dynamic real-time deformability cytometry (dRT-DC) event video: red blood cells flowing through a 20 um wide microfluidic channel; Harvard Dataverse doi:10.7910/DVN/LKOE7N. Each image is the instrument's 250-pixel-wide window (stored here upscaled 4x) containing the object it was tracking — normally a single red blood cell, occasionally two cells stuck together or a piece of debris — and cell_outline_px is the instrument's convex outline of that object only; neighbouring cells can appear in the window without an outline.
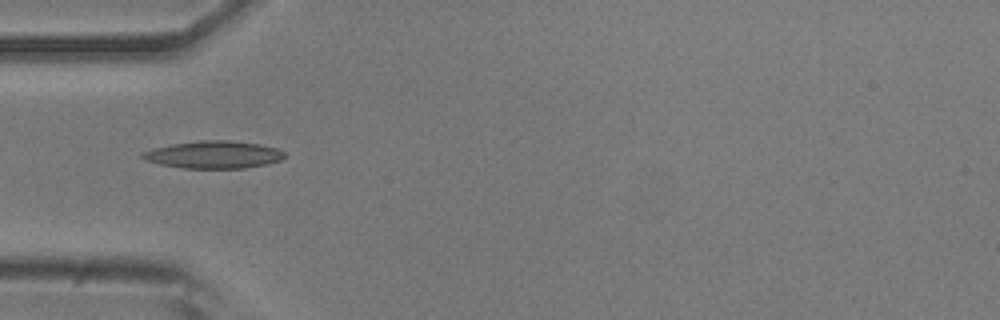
{"species": "common noctule bat (a hibernating species)", "species_latin": "Nyctalus noctula", "temperature_condition": "room temperature", "stored_images_in_passage": 34, "camera_frame_rate_fps": 3000, "um_per_image_px": 0.085, "animal": {"sex": "male", "body_mass_g": 20.5, "forearm_length_mm": 52.5}, "frame": {"image": 1, "passage_image": 1, "time_ms": 0.0, "image_size_px": [1000, 320], "cell_outline_px": [[284, 156], [280, 160], [268, 164], [244, 168], [184, 168], [160, 164], [144, 160], [140, 156], [140, 152], [172, 144], [200, 140], [228, 140], [260, 144], [276, 148], [284, 152]], "centroid_in_image_um": [18.14, 13.14], "position_along_channel_um": 66.9, "area_um2": 22.66}}
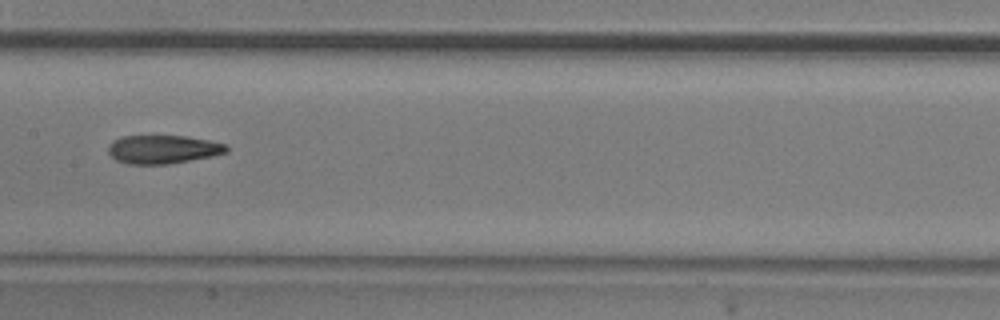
{"frame": {"image": 2, "passage_image": 11, "time_ms": 3.333, "image_size_px": [1000, 320], "cell_outline_px": [[228, 152], [212, 156], [168, 164], [128, 164], [116, 160], [108, 152], [108, 148], [112, 140], [120, 136], [188, 136], [228, 144]], "centroid_in_image_um": [13.86, 12.69], "position_along_channel_um": 193.5, "area_um2": 19.71}}
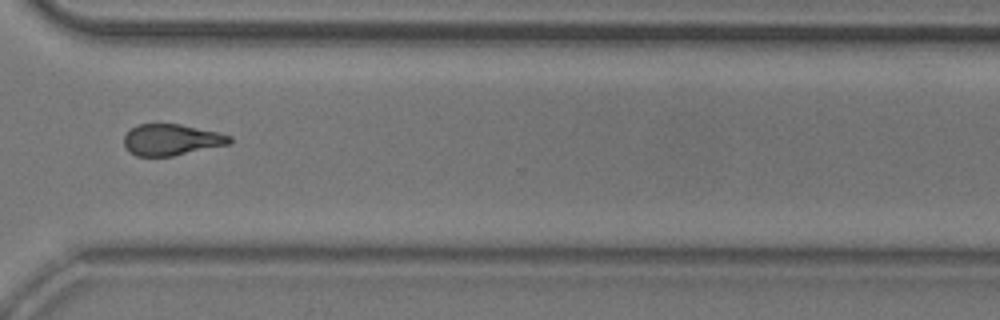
{"frame": {"image": 3, "passage_image": 24, "time_ms": 7.667, "image_size_px": [1000, 320], "cell_outline_px": [[232, 140], [228, 144], [172, 156], [136, 156], [128, 152], [124, 148], [124, 136], [136, 124], [180, 124], [220, 132], [232, 136]], "centroid_in_image_um": [14.55, 11.88], "position_along_channel_um": 356.0, "area_um2": 19.31}, "authors_computed_cell_mechanics": {"area_um2": 19.9699, "velocity_mm_per_s": 3.7651, "shape_relaxation_time_tau1_ms": null, "shape_relaxation_time_tau2_ms": 4.0477, "deformation_change_tau1": null, "deformation_change_tau2": 0.1384}}